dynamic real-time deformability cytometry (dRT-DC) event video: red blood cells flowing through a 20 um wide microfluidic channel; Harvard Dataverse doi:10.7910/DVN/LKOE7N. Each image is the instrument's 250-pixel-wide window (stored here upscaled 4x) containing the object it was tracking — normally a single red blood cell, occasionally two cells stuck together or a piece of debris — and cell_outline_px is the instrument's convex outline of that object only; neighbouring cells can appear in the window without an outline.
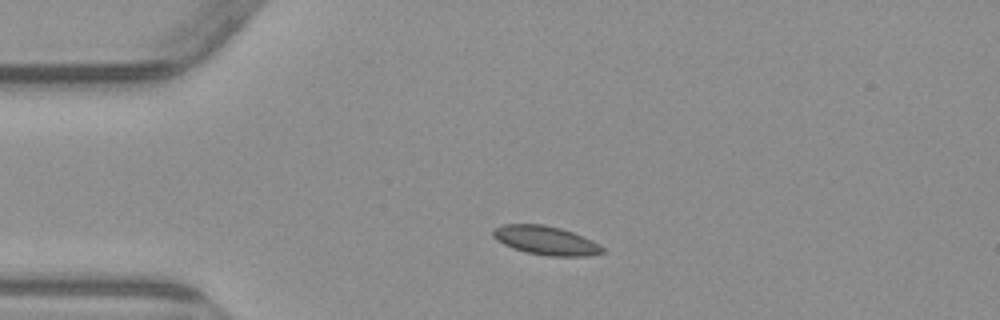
{"species": "common noctule bat (a hibernating species)", "species_latin": "Nyctalus noctula", "temperature_condition": "warm", "stored_images_in_passage": 5, "camera_frame_rate_fps": 3000, "um_per_image_px": 0.085, "animal": {"sex": "male", "body_mass_g": 23.1, "forearm_length_mm": 52.7}, "frame": {"image": 1, "passage_image": 1, "time_ms": 0.0, "image_size_px": [1000, 320], "cell_outline_px": [[604, 252], [588, 256], [548, 256], [524, 252], [512, 248], [496, 240], [492, 236], [492, 232], [496, 228], [504, 224], [544, 224], [560, 228], [584, 236], [600, 244], [604, 248]], "centroid_in_image_um": [46.4, 20.44], "position_along_channel_um": 38.6, "area_um2": 18.5}}
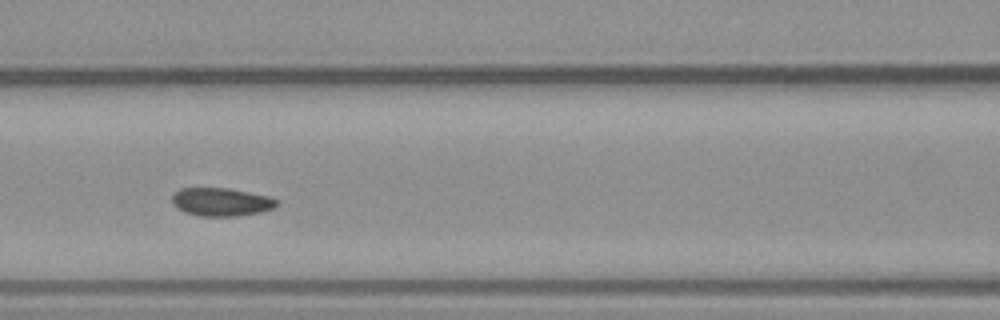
{"frame": {"image": 2, "passage_image": 4, "time_ms": 3.667, "image_size_px": [1000, 320], "cell_outline_px": [[280, 204], [272, 208], [260, 212], [236, 216], [200, 216], [184, 212], [176, 208], [172, 204], [172, 196], [180, 188], [228, 188], [268, 196], [280, 200]], "centroid_in_image_um": [18.8, 17.16], "position_along_channel_um": 147.8, "area_um2": 17.28}}
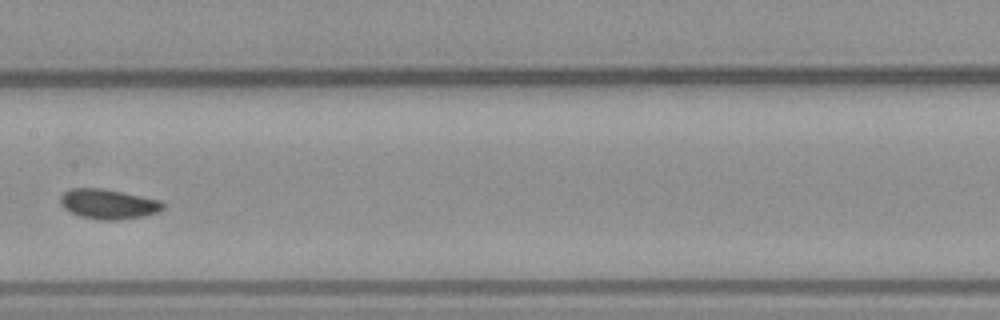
{"frame": {"image": 3, "passage_image": 5, "time_ms": 5.0, "image_size_px": [1000, 320], "cell_outline_px": [[168, 204], [164, 208], [156, 212], [144, 216], [120, 220], [100, 220], [80, 216], [68, 212], [60, 204], [60, 196], [68, 188], [100, 188], [160, 200]], "centroid_in_image_um": [9.18, 17.35], "position_along_channel_um": 198.2, "area_um2": 17.98}}